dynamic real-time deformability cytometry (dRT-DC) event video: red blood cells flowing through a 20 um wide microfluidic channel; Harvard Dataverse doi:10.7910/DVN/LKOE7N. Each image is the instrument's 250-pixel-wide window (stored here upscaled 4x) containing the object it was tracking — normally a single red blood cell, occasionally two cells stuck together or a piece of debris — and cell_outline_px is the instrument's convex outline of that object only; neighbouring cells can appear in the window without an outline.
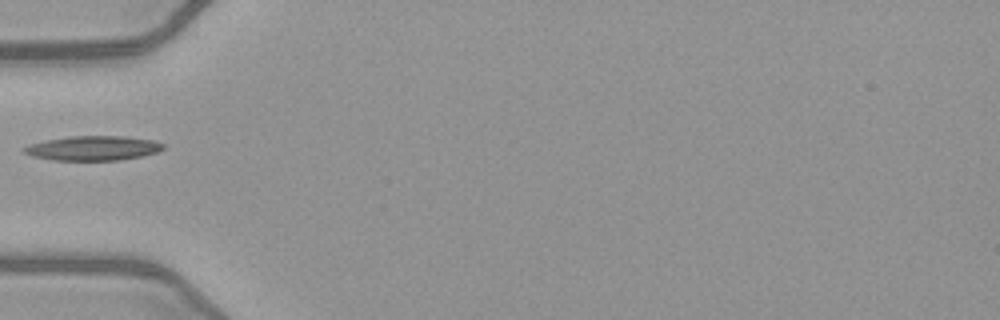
{"species": "common noctule bat (a hibernating species)", "species_latin": "Nyctalus noctula", "temperature_condition": "warm", "stored_images_in_passage": 15, "camera_frame_rate_fps": 3000, "um_per_image_px": 0.085, "animal": {"sex": "female", "body_mass_g": 21.9}, "frame": {"image": 1, "passage_image": 1, "time_ms": 0.0, "image_size_px": [1000, 320], "cell_outline_px": [[164, 148], [156, 152], [144, 156], [120, 160], [52, 160], [32, 156], [24, 152], [24, 148], [32, 144], [48, 140], [72, 136], [124, 136], [152, 140], [164, 144]], "centroid_in_image_um": [7.96, 12.6], "position_along_channel_um": 77.0, "area_um2": 19.65}}
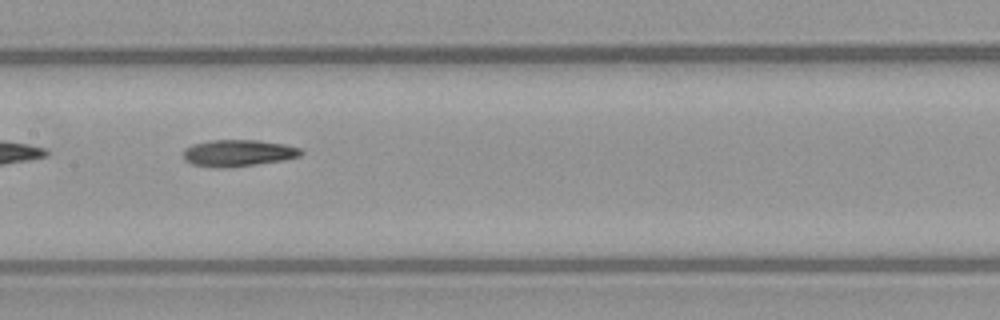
{"frame": {"image": 2, "passage_image": 9, "time_ms": 2.667, "image_size_px": [1000, 320], "cell_outline_px": [[304, 152], [300, 156], [284, 160], [256, 164], [220, 168], [216, 168], [192, 164], [184, 160], [184, 148], [192, 144], [212, 140], [260, 140], [284, 144], [300, 148]], "centroid_in_image_um": [20.24, 13.0], "position_along_channel_um": 187.2, "area_um2": 18.32}}